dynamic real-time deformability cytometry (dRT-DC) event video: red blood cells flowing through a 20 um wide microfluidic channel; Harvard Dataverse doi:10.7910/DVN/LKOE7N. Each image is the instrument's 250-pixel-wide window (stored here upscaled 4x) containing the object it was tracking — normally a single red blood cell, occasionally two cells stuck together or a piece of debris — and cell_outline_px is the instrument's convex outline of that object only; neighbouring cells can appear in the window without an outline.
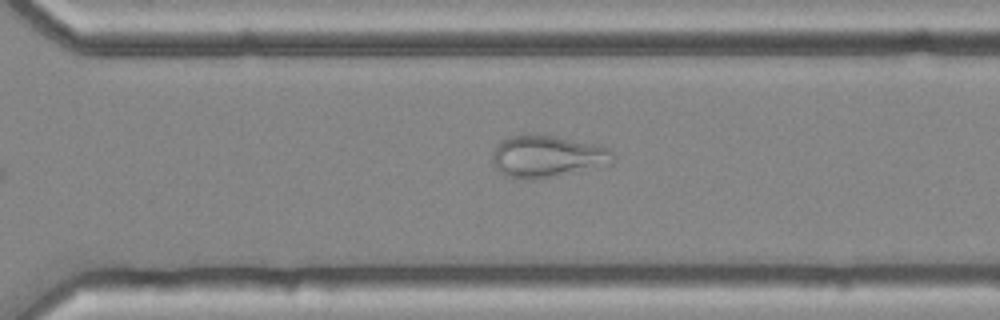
{"species": "common noctule bat (a hibernating species)", "species_latin": "Nyctalus noctula", "temperature_condition": "cold", "stored_images_in_passage": 31, "camera_frame_rate_fps": 3000, "um_per_image_px": 0.085, "animal": {"sex": "female", "body_mass_g": 25.1}, "frame": {"image": 1, "passage_image": 22, "time_ms": 7.0, "image_size_px": [1000, 320], "cell_outline_px": [[616, 160], [612, 164], [556, 176], [532, 180], [524, 180], [504, 176], [492, 164], [492, 152], [496, 144], [512, 136], [528, 132], [600, 144], [608, 148], [616, 156]], "centroid_in_image_um": [46.52, 13.29], "position_along_channel_um": 324.1, "area_um2": 30.23}, "authors_computed_cell_mechanics": {"area_um2": 28.2064, "velocity_mm_per_s": 3.6748, "shape_relaxation_time_tau1_ms": null, "shape_relaxation_time_tau2_ms": 2.364, "deformation_change_tau1": null, "deformation_change_tau2": 0.0906}}